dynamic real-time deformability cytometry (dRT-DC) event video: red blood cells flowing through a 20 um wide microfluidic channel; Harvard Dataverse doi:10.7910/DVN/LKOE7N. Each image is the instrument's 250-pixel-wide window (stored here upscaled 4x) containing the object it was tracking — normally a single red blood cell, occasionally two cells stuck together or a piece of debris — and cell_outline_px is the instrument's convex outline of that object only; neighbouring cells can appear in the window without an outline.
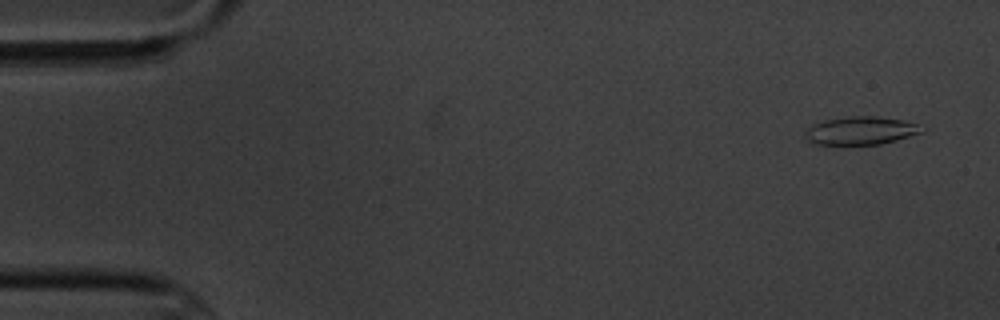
{"species": "common noctule bat (a hibernating species)", "species_latin": "Nyctalus noctula", "temperature_condition": "cold", "stored_images_in_passage": 5, "camera_frame_rate_fps": 3000, "um_per_image_px": 0.085, "animal": {"sex": "male", "body_mass_g": 20.1, "forearm_length_mm": 53.5}, "frame": {"image": 1, "passage_image": 1, "time_ms": 0.0, "image_size_px": [1000, 320], "cell_outline_px": [[928, 128], [924, 132], [896, 140], [880, 144], [812, 144], [808, 140], [808, 128], [812, 124], [824, 120], [848, 116], [876, 116], [904, 120]], "centroid_in_image_um": [73.24, 11.09], "position_along_channel_um": 11.8, "area_um2": 19.02}}